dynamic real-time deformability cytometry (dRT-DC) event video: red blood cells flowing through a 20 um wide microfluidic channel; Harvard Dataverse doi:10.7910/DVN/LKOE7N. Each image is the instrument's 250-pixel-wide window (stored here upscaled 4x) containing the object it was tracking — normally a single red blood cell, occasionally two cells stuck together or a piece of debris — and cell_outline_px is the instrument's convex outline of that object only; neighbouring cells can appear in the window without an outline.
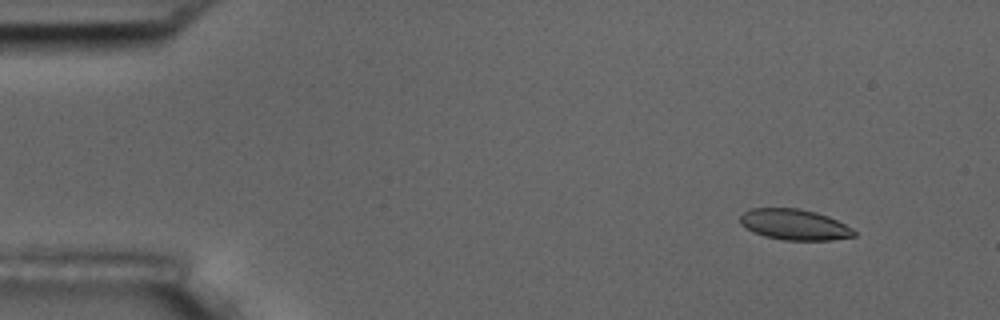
{"species": "common noctule bat (a hibernating species)", "species_latin": "Nyctalus noctula", "temperature_condition": "room temperature", "stored_images_in_passage": 5, "camera_frame_rate_fps": 3000, "um_per_image_px": 0.085, "animal": {"sex": "male", "body_mass_g": 17.5, "forearm_length_mm": 52.3}, "frame": {"image": 1, "passage_image": 2, "time_ms": 0.333, "image_size_px": [1000, 320], "cell_outline_px": [[856, 236], [832, 240], [784, 240], [764, 236], [752, 232], [740, 224], [740, 216], [744, 212], [752, 208], [800, 208], [816, 212], [828, 216], [852, 228], [856, 232]], "centroid_in_image_um": [67.52, 19.09], "position_along_channel_um": 17.5, "area_um2": 20.52}}
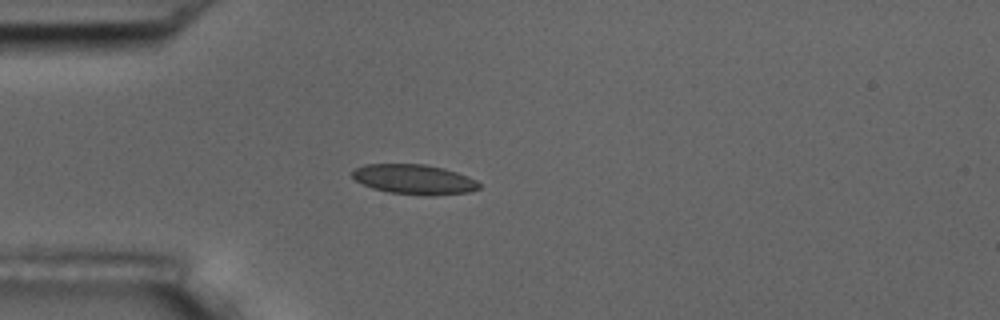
{"frame": {"image": 2, "passage_image": 5, "time_ms": 1.333, "image_size_px": [1000, 320], "cell_outline_px": [[480, 188], [468, 192], [428, 196], [388, 192], [372, 188], [356, 180], [352, 176], [352, 172], [356, 168], [364, 164], [424, 164], [444, 168], [468, 176], [476, 180], [480, 184]], "centroid_in_image_um": [35.21, 15.24], "position_along_channel_um": 49.8, "area_um2": 22.02}}